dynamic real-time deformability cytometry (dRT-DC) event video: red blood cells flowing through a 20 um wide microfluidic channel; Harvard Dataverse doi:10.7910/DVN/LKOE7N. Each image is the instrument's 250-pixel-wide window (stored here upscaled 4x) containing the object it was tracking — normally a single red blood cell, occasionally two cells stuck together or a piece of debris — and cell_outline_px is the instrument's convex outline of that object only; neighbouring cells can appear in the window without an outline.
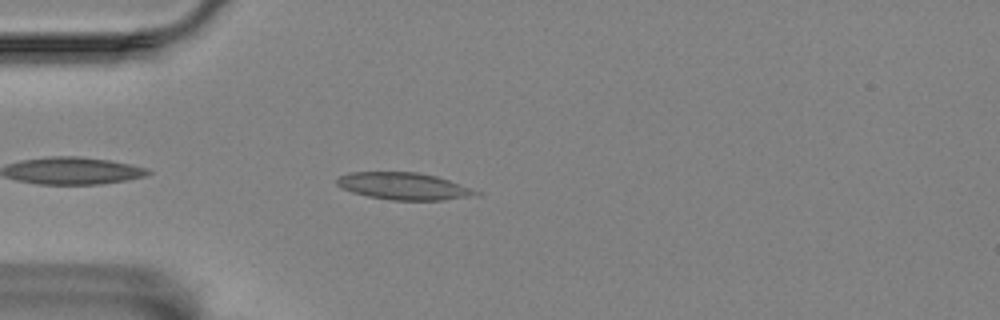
{"species": "Egyptian fruit bat (a non-hibernating species)", "species_latin": "Rousettus aegyptiacus", "temperature_condition": "room temperature", "stored_images_in_passage": 13, "camera_frame_rate_fps": 3000, "um_per_image_px": 0.085, "animal": {"sex": "female"}, "frame": {"image": 1, "passage_image": 4, "time_ms": 1.0, "image_size_px": [1000, 320], "cell_outline_px": [[480, 196], [444, 200], [392, 200], [368, 196], [352, 192], [340, 188], [336, 184], [336, 180], [340, 176], [348, 172], [416, 172], [436, 176], [448, 180], [480, 192]], "centroid_in_image_um": [34.31, 15.83], "position_along_channel_um": 50.7, "area_um2": 21.96}}
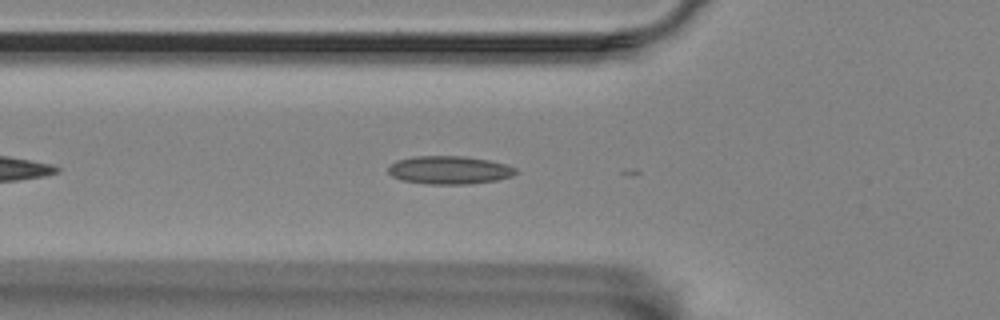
{"frame": {"image": 2, "passage_image": 8, "time_ms": 2.333, "image_size_px": [1000, 320], "cell_outline_px": [[516, 172], [512, 176], [496, 180], [468, 184], [424, 184], [404, 180], [392, 176], [388, 172], [388, 168], [396, 160], [416, 156], [464, 156], [488, 160], [504, 164], [516, 168]], "centroid_in_image_um": [38.18, 14.45], "position_along_channel_um": 87.6, "area_um2": 20.75}}
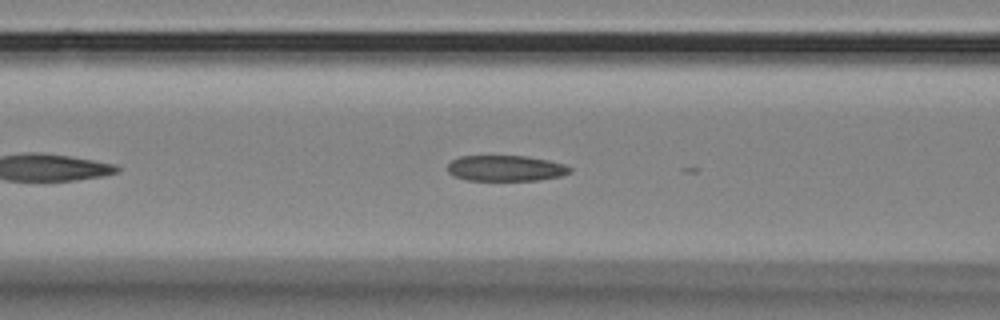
{"frame": {"image": 3, "passage_image": 11, "time_ms": 3.333, "image_size_px": [1000, 320], "cell_outline_px": [[572, 168], [568, 172], [560, 176], [540, 180], [468, 180], [456, 176], [448, 172], [448, 164], [452, 160], [460, 156], [524, 156], [548, 160], [564, 164]], "centroid_in_image_um": [42.98, 14.3], "position_along_channel_um": 123.6, "area_um2": 18.15}}